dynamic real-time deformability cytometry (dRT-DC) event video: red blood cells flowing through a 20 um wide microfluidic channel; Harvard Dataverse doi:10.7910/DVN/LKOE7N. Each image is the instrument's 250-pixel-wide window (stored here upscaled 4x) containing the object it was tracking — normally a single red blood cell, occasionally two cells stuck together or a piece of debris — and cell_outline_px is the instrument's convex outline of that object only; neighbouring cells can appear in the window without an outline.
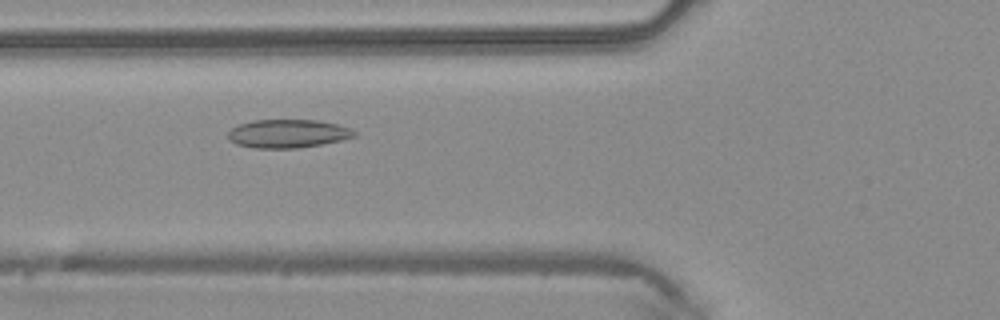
{"species": "common noctule bat (a hibernating species)", "species_latin": "Nyctalus noctula", "temperature_condition": "warm", "stored_images_in_passage": 47, "camera_frame_rate_fps": 3000, "um_per_image_px": 0.085, "animal": {"sex": "male", "body_mass_g": 20.4}, "frame": {"image": 1, "passage_image": 18, "time_ms": 5.667, "image_size_px": [1000, 320], "cell_outline_px": [[356, 136], [340, 140], [320, 144], [296, 148], [256, 148], [236, 144], [228, 136], [228, 132], [232, 128], [240, 124], [252, 120], [320, 120], [352, 128], [356, 132]], "centroid_in_image_um": [24.49, 11.35], "position_along_channel_um": 101.3, "area_um2": 20.75}}
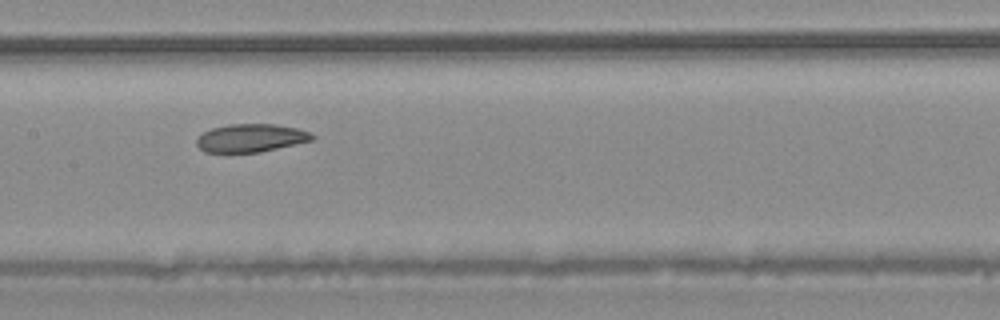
{"frame": {"image": 2, "passage_image": 24, "time_ms": 7.667, "image_size_px": [1000, 320], "cell_outline_px": [[316, 136], [312, 140], [260, 152], [204, 152], [196, 144], [196, 140], [204, 132], [212, 128], [228, 124], [276, 124], [296, 128], [308, 132]], "centroid_in_image_um": [21.31, 11.72], "position_along_channel_um": 186.1, "area_um2": 18.73}}
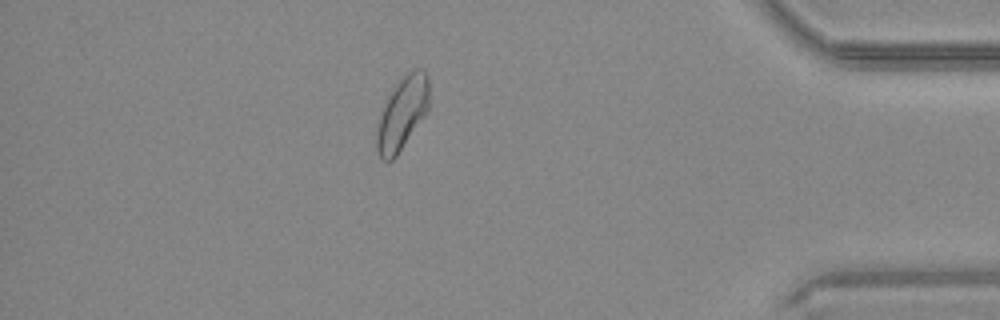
{"frame": {"image": 3, "passage_image": 42, "time_ms": 13.667, "image_size_px": [1000, 320], "cell_outline_px": [[428, 108], [424, 116], [396, 156], [392, 160], [384, 160], [380, 156], [376, 148], [376, 132], [380, 116], [388, 96], [400, 76], [412, 68], [424, 68], [428, 76]], "centroid_in_image_um": [34.19, 9.56], "position_along_channel_um": 401.0, "area_um2": 22.14}, "authors_computed_cell_mechanics": {"area_um2": 21.5594, "velocity_mm_per_s": 4.2178, "shape_relaxation_time_tau1_ms": null, "shape_relaxation_time_tau2_ms": 3.1751, "deformation_change_tau1": null, "deformation_change_tau2": 0.089}}